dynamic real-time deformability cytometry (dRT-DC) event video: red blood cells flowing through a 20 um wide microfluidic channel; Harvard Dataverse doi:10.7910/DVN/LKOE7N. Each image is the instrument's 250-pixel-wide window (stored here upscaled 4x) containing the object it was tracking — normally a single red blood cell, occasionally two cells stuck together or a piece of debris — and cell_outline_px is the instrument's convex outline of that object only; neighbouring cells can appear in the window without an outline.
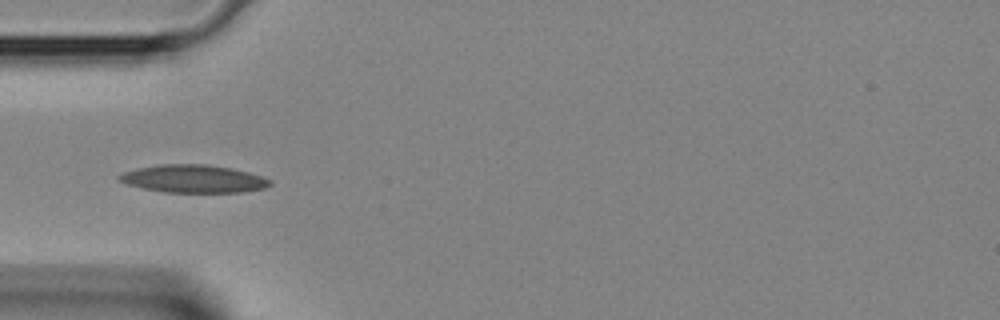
{"species": "Egyptian fruit bat (a non-hibernating species)", "species_latin": "Rousettus aegyptiacus", "temperature_condition": "room temperature", "stored_images_in_passage": 26, "camera_frame_rate_fps": 3000, "um_per_image_px": 0.085, "animal": {"sex": "female"}, "frame": {"image": 1, "passage_image": 1, "time_ms": 0.0, "image_size_px": [1000, 320], "cell_outline_px": [[272, 184], [264, 188], [240, 192], [164, 192], [144, 188], [128, 184], [116, 180], [116, 176], [124, 172], [136, 168], [156, 164], [208, 164], [232, 168], [248, 172], [272, 180]], "centroid_in_image_um": [16.41, 15.18], "position_along_channel_um": 68.6, "area_um2": 24.51}}
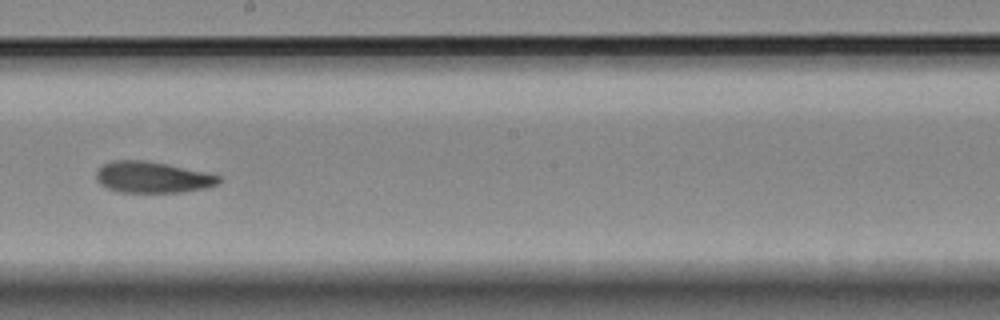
{"frame": {"image": 2, "passage_image": 11, "time_ms": 3.333, "image_size_px": [1000, 320], "cell_outline_px": [[220, 180], [216, 184], [204, 188], [180, 192], [120, 192], [108, 188], [100, 184], [96, 180], [96, 172], [104, 164], [112, 160], [144, 160], [204, 172], [220, 176]], "centroid_in_image_um": [12.9, 15.07], "position_along_channel_um": 235.3, "area_um2": 21.91}}
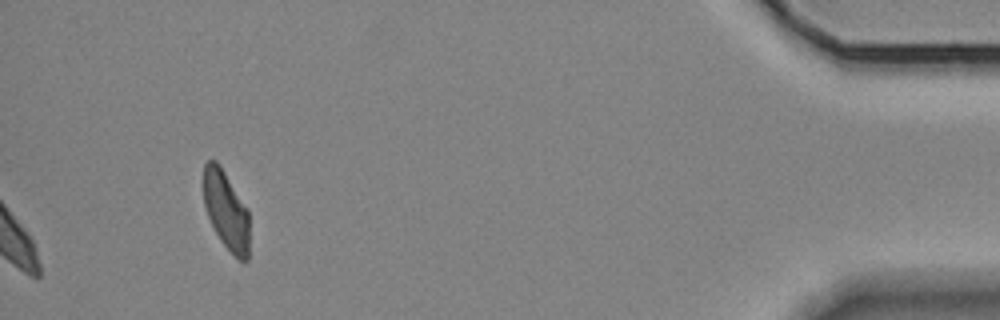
{"frame": {"image": 3, "passage_image": 26, "time_ms": 8.333, "image_size_px": [1000, 320], "cell_outline_px": [[248, 260], [244, 264], [220, 240], [208, 216], [204, 204], [204, 164], [208, 160], [216, 160], [220, 164], [248, 212]], "centroid_in_image_um": [19.21, 17.87], "position_along_channel_um": 416.0, "area_um2": 20.46}}